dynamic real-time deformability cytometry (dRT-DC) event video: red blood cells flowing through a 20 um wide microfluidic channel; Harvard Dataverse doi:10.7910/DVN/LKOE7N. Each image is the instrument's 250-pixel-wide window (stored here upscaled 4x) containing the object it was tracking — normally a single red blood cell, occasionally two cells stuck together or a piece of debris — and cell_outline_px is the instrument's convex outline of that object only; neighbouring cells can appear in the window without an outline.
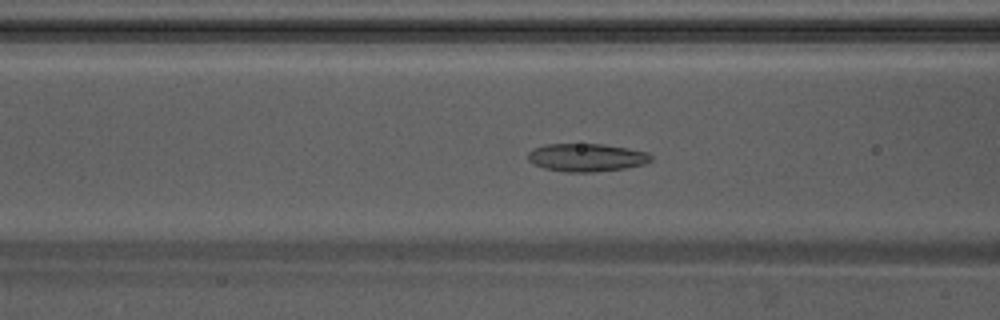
{"species": "Egyptian fruit bat (a non-hibernating species)", "species_latin": "Rousettus aegyptiacus", "temperature_condition": "warm", "stored_images_in_passage": 47, "camera_frame_rate_fps": 3000, "um_per_image_px": 0.085, "animal": {"sex": "male"}, "frame": {"image": 1, "passage_image": 14, "time_ms": 4.333, "image_size_px": [1000, 320], "cell_outline_px": [[652, 160], [644, 164], [624, 168], [596, 172], [564, 172], [544, 168], [528, 160], [528, 152], [532, 148], [544, 144], [600, 144], [628, 148], [648, 152], [652, 156]], "centroid_in_image_um": [49.85, 13.38], "position_along_channel_um": 116.8, "area_um2": 20.11}}
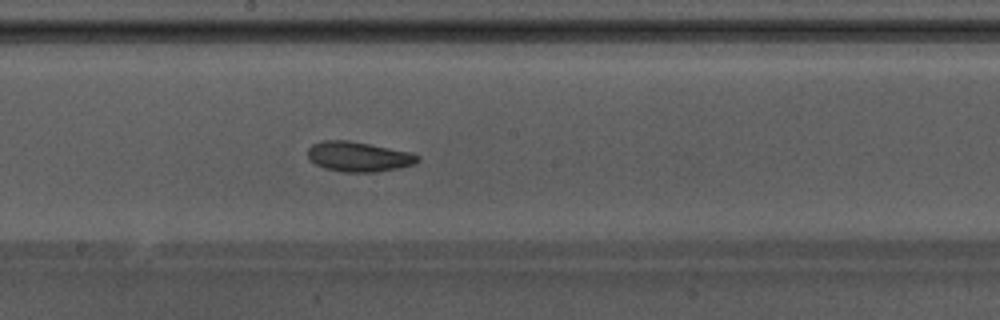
{"frame": {"image": 2, "passage_image": 22, "time_ms": 7.0, "image_size_px": [1000, 320], "cell_outline_px": [[420, 160], [412, 164], [400, 168], [376, 172], [344, 172], [324, 168], [308, 160], [308, 148], [312, 144], [320, 140], [348, 140], [412, 152], [420, 156]], "centroid_in_image_um": [30.47, 13.31], "position_along_channel_um": 217.7, "area_um2": 19.36}}
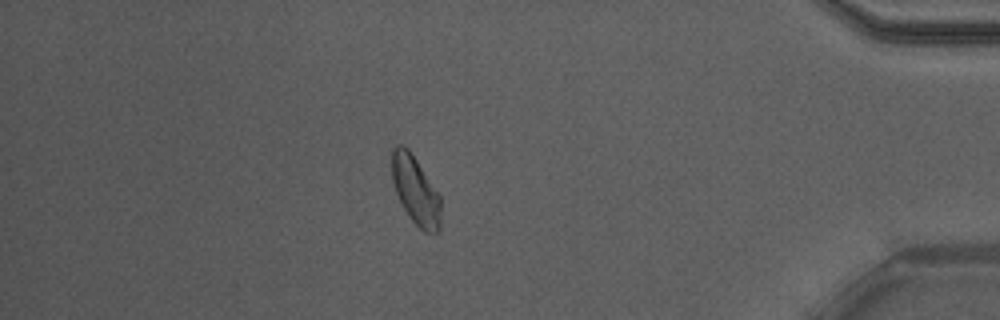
{"frame": {"image": 3, "passage_image": 40, "time_ms": 13.0, "image_size_px": [1000, 320], "cell_outline_px": [[440, 228], [436, 232], [424, 232], [408, 216], [396, 192], [392, 180], [392, 148], [396, 144], [404, 144], [408, 148], [440, 196]], "centroid_in_image_um": [35.3, 16.16], "position_along_channel_um": 399.9, "area_um2": 19.19}, "authors_computed_cell_mechanics": {"area_um2": 19.5364, "velocity_mm_per_s": 3.7948, "shape_relaxation_time_tau1_ms": 4.5302, "shape_relaxation_time_tau2_ms": 4.4665, "deformation_change_tau1": 0.0974, "deformation_change_tau2": 0.0931}}